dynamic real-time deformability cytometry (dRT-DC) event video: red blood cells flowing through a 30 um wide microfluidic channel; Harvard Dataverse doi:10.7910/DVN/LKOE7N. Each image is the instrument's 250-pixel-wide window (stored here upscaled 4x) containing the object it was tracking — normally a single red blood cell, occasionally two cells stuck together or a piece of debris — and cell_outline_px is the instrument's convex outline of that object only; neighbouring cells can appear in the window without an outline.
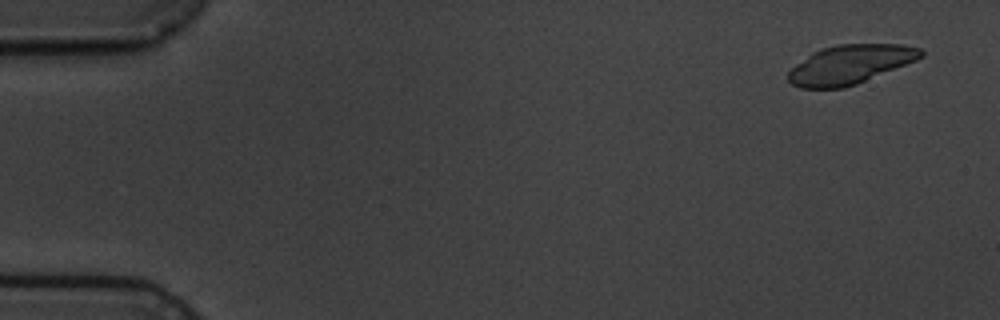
{"species": "common noctule bat (a hibernating species)", "species_latin": "Nyctalus noctula", "temperature_condition": "cold", "stored_images_in_passage": 4, "camera_frame_rate_fps": 3000, "um_per_image_px": 0.085, "animal": {"sex": "male", "body_mass_g": 19.5, "forearm_length_mm": 54.6}, "frame": {"image": 1, "passage_image": 1, "time_ms": 0.0, "image_size_px": [1000, 320], "cell_outline_px": [[924, 56], [916, 60], [856, 84], [844, 88], [800, 88], [792, 84], [788, 80], [788, 72], [796, 64], [812, 52], [820, 48], [836, 44], [900, 44], [920, 48], [924, 52]], "centroid_in_image_um": [72.24, 5.47], "position_along_channel_um": 12.8, "area_um2": 30.06}}